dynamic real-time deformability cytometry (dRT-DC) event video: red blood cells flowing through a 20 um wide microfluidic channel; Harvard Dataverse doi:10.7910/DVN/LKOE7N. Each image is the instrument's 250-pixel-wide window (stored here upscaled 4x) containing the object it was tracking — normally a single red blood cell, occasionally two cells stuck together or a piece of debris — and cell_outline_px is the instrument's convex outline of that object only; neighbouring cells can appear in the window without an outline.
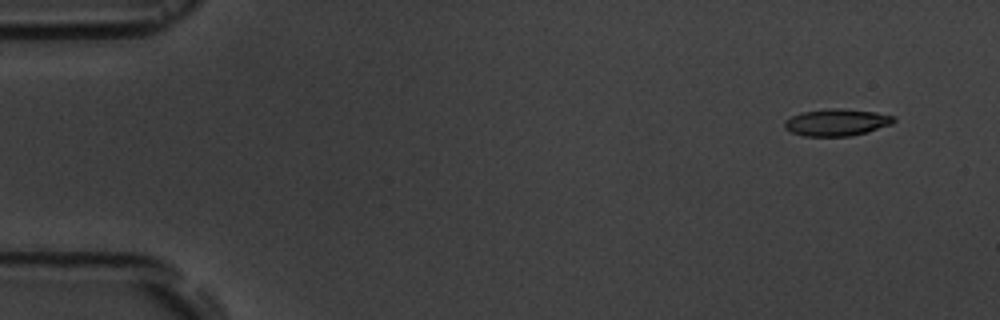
{"species": "common noctule bat (a hibernating species)", "species_latin": "Nyctalus noctula", "temperature_condition": "room temperature", "stored_images_in_passage": 5, "camera_frame_rate_fps": 3000, "um_per_image_px": 0.085, "animal": {"sex": "male", "body_mass_g": 19.5, "forearm_length_mm": 54.6}, "frame": {"image": 1, "passage_image": 1, "time_ms": 0.0, "image_size_px": [1000, 320], "cell_outline_px": [[896, 120], [892, 124], [864, 132], [848, 136], [804, 136], [792, 132], [784, 128], [784, 120], [800, 112], [828, 108], [836, 108], [876, 112], [896, 116]], "centroid_in_image_um": [71.09, 10.39], "position_along_channel_um": 13.9, "area_um2": 17.11}}